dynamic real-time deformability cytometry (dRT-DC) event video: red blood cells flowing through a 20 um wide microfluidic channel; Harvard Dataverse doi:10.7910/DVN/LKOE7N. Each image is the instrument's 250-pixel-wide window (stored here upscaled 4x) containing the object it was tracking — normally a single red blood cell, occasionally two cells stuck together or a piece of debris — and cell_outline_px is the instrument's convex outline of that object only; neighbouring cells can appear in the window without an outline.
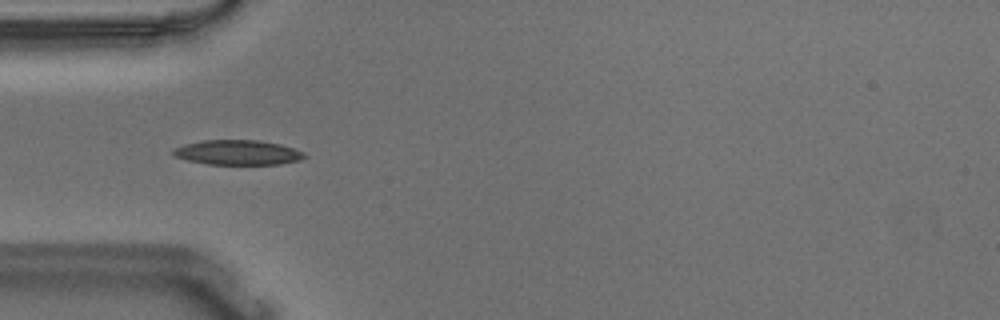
{"species": "Egyptian fruit bat (a non-hibernating species)", "species_latin": "Rousettus aegyptiacus", "temperature_condition": "warm", "stored_images_in_passage": 10, "camera_frame_rate_fps": 3000, "um_per_image_px": 0.085, "animal": {"sex": "male"}, "frame": {"image": 1, "passage_image": 4, "time_ms": 1.0, "image_size_px": [1000, 320], "cell_outline_px": [[308, 156], [300, 160], [280, 164], [208, 164], [188, 160], [176, 156], [172, 152], [172, 148], [184, 144], [204, 140], [260, 140], [280, 144], [304, 152]], "centroid_in_image_um": [20.22, 12.95], "position_along_channel_um": 64.8, "area_um2": 18.96}}
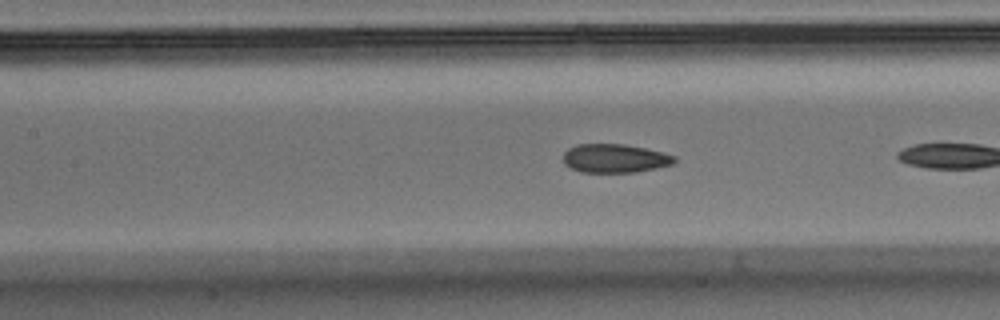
{"frame": {"image": 2, "passage_image": 9, "time_ms": 2.667, "image_size_px": [1000, 320], "cell_outline_px": [[676, 160], [672, 164], [656, 168], [636, 172], [580, 172], [564, 164], [564, 152], [568, 148], [576, 144], [624, 144], [644, 148], [676, 156]], "centroid_in_image_um": [52.24, 13.46], "position_along_channel_um": 155.2, "area_um2": 18.5}}